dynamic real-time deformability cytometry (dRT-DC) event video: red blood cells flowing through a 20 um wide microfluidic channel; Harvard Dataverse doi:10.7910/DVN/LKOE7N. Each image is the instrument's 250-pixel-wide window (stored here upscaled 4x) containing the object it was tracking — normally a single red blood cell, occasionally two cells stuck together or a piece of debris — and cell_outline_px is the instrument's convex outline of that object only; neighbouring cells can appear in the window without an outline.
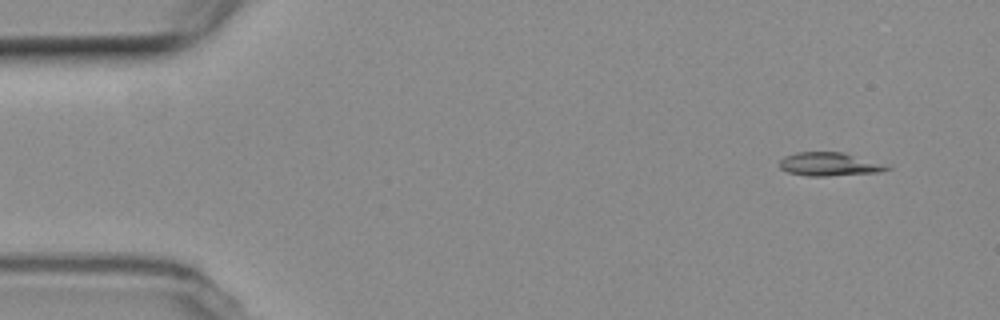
{"species": "common noctule bat (a hibernating species)", "species_latin": "Nyctalus noctula", "temperature_condition": "room temperature", "stored_images_in_passage": 12, "camera_frame_rate_fps": 3000, "um_per_image_px": 0.085, "animal": {"sex": "female", "body_mass_g": 19.3, "forearm_length_mm": 54.1}, "frame": {"image": 1, "passage_image": 1, "time_ms": 0.0, "image_size_px": [1000, 320], "cell_outline_px": [[892, 168], [880, 172], [828, 176], [808, 176], [788, 172], [780, 168], [780, 160], [784, 156], [796, 152], [844, 152], [892, 164]], "centroid_in_image_um": [70.6, 13.95], "position_along_channel_um": 14.4, "area_um2": 15.09}}
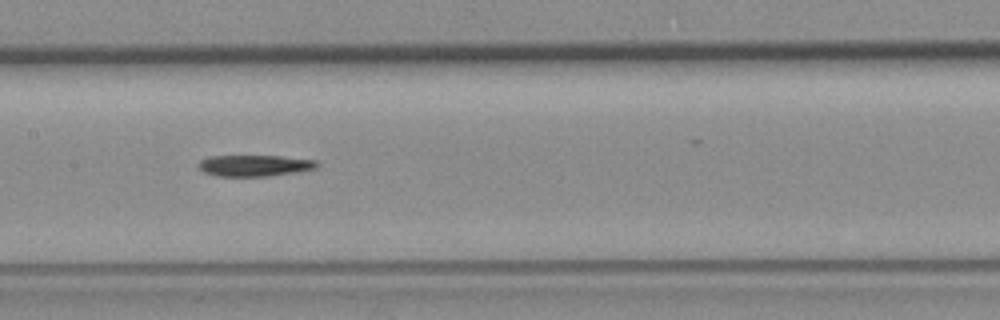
{"frame": {"image": 2, "passage_image": 7, "time_ms": 7.667, "image_size_px": [1000, 320], "cell_outline_px": [[320, 164], [316, 168], [296, 172], [268, 176], [216, 176], [204, 172], [196, 164], [200, 160], [208, 156], [280, 156], [316, 160]], "centroid_in_image_um": [21.62, 14.07], "position_along_channel_um": 185.8, "area_um2": 14.74}}
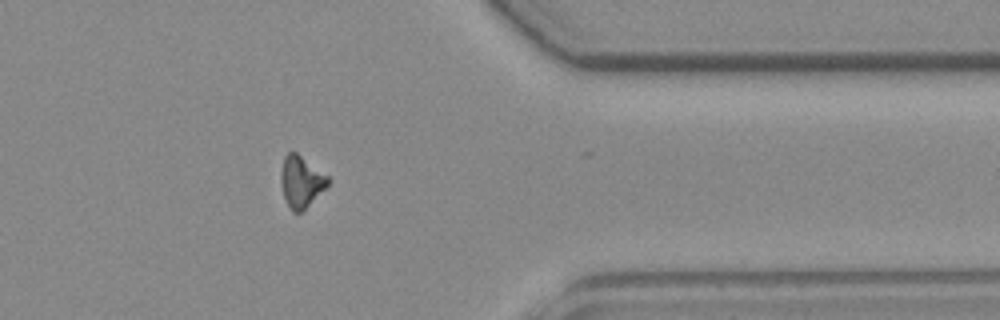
{"frame": {"image": 3, "passage_image": 12, "time_ms": 13.667, "image_size_px": [1000, 320], "cell_outline_px": [[328, 184], [304, 212], [292, 212], [284, 196], [280, 180], [280, 172], [284, 156], [288, 152], [296, 152], [328, 176]], "centroid_in_image_um": [25.58, 15.45], "position_along_channel_um": 385.8, "area_um2": 14.05}, "authors_computed_cell_mechanics": {"area_um2": 15.0569, "velocity_mm_per_s": 3.6426, "shape_relaxation_time_tau1_ms": null, "shape_relaxation_time_tau2_ms": 2.5436, "deformation_change_tau1": null, "deformation_change_tau2": 0.1074}}